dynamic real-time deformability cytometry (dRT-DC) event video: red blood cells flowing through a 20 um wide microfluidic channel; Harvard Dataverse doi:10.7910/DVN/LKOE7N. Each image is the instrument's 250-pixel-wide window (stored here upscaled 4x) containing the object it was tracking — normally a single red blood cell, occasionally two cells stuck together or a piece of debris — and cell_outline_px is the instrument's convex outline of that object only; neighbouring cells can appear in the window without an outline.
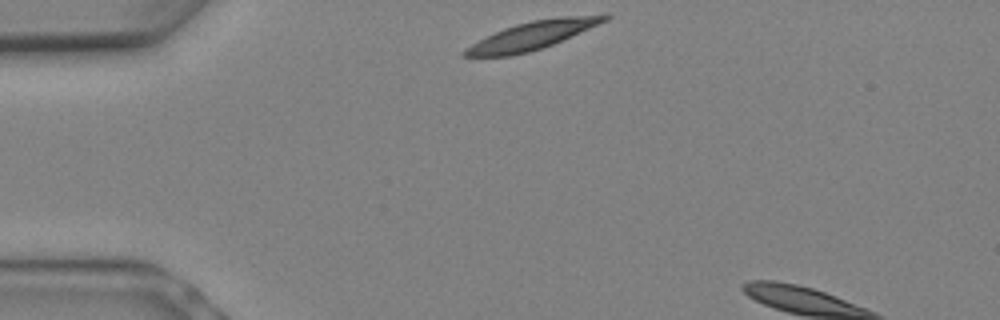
{"species": "Egyptian fruit bat (a non-hibernating species)", "species_latin": "Rousettus aegyptiacus", "temperature_condition": "warm", "stored_images_in_passage": 2, "camera_frame_rate_fps": 3000, "um_per_image_px": 0.085, "animal": {"sex": "female"}, "frame": {"image": 1, "passage_image": 1, "time_ms": 0.0, "image_size_px": [1000, 320], "cell_outline_px": [[612, 16], [608, 20], [552, 44], [528, 52], [512, 56], [464, 56], [464, 52], [472, 44], [504, 28], [516, 24], [532, 20], [560, 16], [608, 12]], "centroid_in_image_um": [45.4, 2.96], "position_along_channel_um": 39.6, "area_um2": 22.66}}